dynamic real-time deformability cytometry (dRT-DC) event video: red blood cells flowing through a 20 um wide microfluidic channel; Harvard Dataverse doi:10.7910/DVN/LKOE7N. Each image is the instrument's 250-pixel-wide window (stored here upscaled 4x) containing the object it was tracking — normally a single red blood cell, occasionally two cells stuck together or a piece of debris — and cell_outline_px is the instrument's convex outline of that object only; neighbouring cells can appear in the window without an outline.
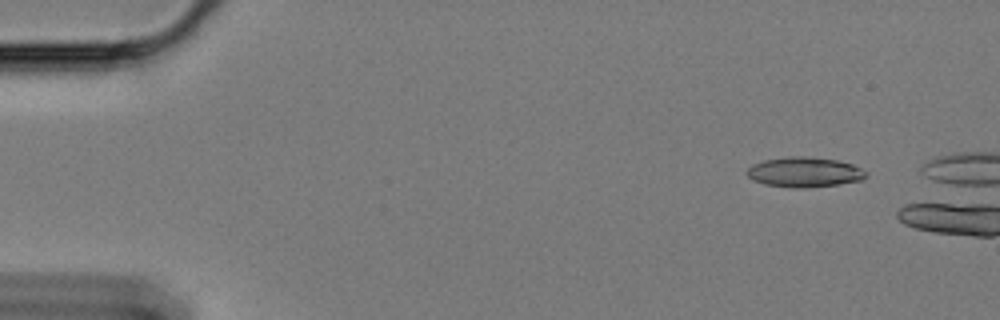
{"species": "Egyptian fruit bat (a non-hibernating species)", "species_latin": "Rousettus aegyptiacus", "temperature_condition": "cold", "stored_images_in_passage": 18, "camera_frame_rate_fps": 3000, "um_per_image_px": 0.085, "animal": {"sex": "female"}, "frame": {"image": 1, "passage_image": 6, "time_ms": 1.667, "image_size_px": [1000, 320], "cell_outline_px": [[868, 176], [860, 180], [840, 184], [804, 188], [788, 188], [764, 184], [752, 180], [744, 172], [752, 164], [764, 160], [788, 156], [808, 156], [836, 160], [852, 164], [868, 172]], "centroid_in_image_um": [68.35, 14.63], "position_along_channel_um": 16.7, "area_um2": 21.1}}